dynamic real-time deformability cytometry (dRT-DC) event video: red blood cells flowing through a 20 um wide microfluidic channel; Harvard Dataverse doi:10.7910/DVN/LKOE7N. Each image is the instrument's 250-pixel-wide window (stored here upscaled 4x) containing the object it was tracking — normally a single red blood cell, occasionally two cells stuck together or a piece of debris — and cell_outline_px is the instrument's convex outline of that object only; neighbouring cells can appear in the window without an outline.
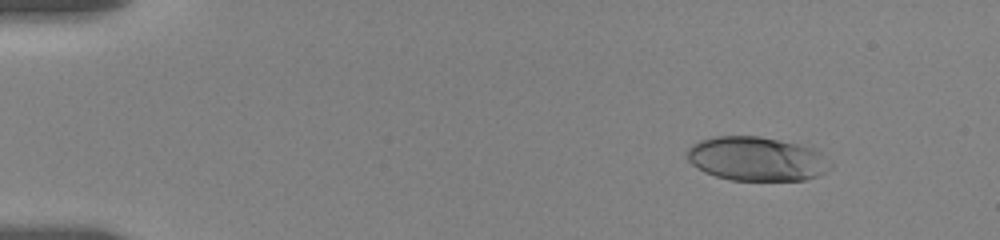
{"species": "human", "species_latin": "Homo sapiens", "temperature_condition": "room temperature", "stored_images_in_passage": 6, "camera_frame_rate_fps": 3000, "um_per_image_px": 0.085, "donor": {"sex": "female"}, "frame": {"image": 1, "passage_image": 1, "time_ms": 0.0, "image_size_px": [1000, 240], "cell_outline_px": [[832, 168], [828, 172], [820, 176], [804, 180], [732, 180], [716, 176], [704, 172], [696, 168], [688, 160], [684, 152], [692, 144], [700, 140], [716, 136], [760, 136], [796, 144], [812, 148], [820, 152], [832, 164]], "centroid_in_image_um": [64.31, 13.51], "position_along_channel_um": 20.7, "area_um2": 37.05}}
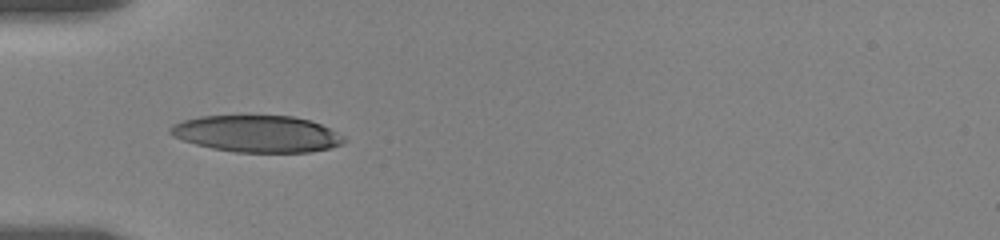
{"frame": {"image": 2, "passage_image": 5, "time_ms": 4.0, "image_size_px": [1000, 240], "cell_outline_px": [[348, 140], [344, 144], [332, 148], [308, 152], [236, 152], [212, 148], [196, 144], [172, 136], [168, 132], [168, 128], [172, 124], [184, 120], [200, 116], [248, 112], [292, 116], [312, 120], [344, 136]], "centroid_in_image_um": [21.84, 11.32], "position_along_channel_um": 63.2, "area_um2": 38.61}}
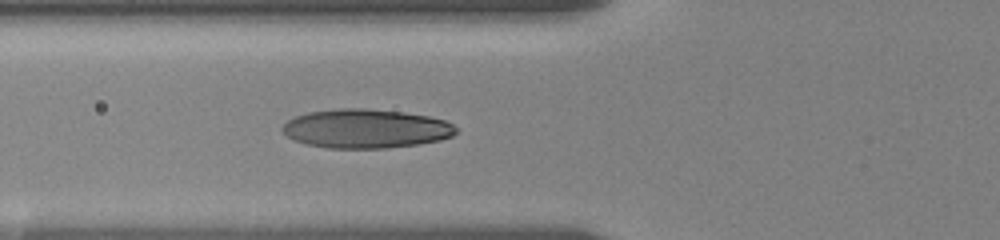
{"frame": {"image": 3, "passage_image": 6, "time_ms": 5.0, "image_size_px": [1000, 240], "cell_outline_px": [[456, 132], [452, 136], [440, 140], [416, 144], [384, 148], [328, 148], [308, 144], [296, 140], [288, 136], [280, 128], [288, 120], [296, 116], [308, 112], [340, 108], [364, 108], [404, 112], [428, 116], [444, 120], [452, 124], [456, 128]], "centroid_in_image_um": [31.09, 10.92], "position_along_channel_um": 94.7, "area_um2": 39.19}}